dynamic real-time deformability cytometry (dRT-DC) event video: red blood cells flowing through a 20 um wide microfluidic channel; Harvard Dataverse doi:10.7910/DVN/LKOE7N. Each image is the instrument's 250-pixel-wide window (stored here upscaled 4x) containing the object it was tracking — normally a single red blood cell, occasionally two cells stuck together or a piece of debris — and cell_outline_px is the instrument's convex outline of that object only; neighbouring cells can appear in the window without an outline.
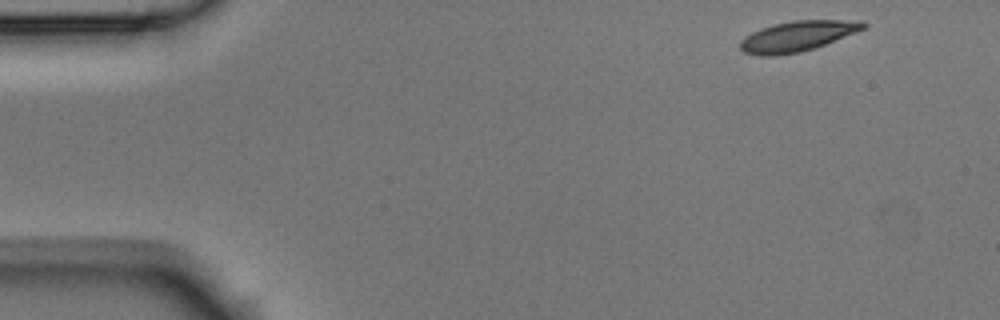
{"species": "Egyptian fruit bat (a non-hibernating species)", "species_latin": "Rousettus aegyptiacus", "temperature_condition": "room temperature", "stored_images_in_passage": 4, "camera_frame_rate_fps": 3000, "um_per_image_px": 0.085, "animal": {"sex": "male"}, "frame": {"image": 1, "passage_image": 1, "time_ms": 0.0, "image_size_px": [1000, 320], "cell_outline_px": [[868, 24], [864, 28], [856, 32], [816, 48], [800, 52], [772, 56], [760, 56], [744, 52], [740, 48], [740, 40], [752, 32], [760, 28], [772, 24], [792, 20], [864, 20]], "centroid_in_image_um": [67.79, 3.07], "position_along_channel_um": 17.2, "area_um2": 21.96}}
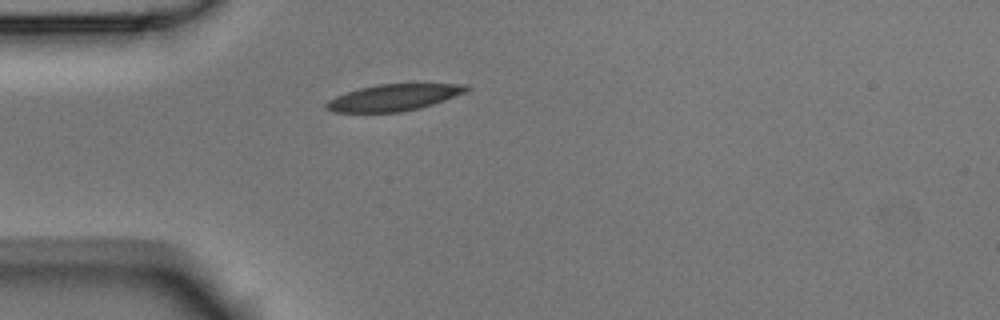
{"frame": {"image": 2, "passage_image": 4, "time_ms": 1.0, "image_size_px": [1000, 320], "cell_outline_px": [[472, 88], [468, 92], [420, 108], [400, 112], [332, 112], [324, 108], [324, 104], [328, 100], [336, 96], [360, 88], [376, 84], [468, 84]], "centroid_in_image_um": [33.48, 8.29], "position_along_channel_um": 51.5, "area_um2": 21.73}}